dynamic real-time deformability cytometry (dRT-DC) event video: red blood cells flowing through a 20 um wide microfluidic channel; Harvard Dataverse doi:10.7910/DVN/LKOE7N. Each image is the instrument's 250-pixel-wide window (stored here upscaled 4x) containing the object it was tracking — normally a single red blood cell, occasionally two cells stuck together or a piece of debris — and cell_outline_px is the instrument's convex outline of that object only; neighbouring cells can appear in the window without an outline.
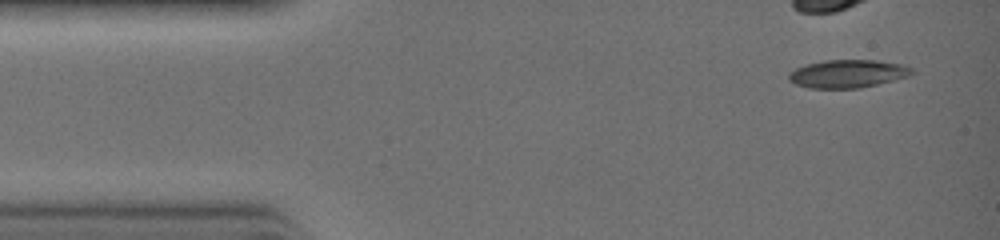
{"species": "common noctule bat (a hibernating species)", "species_latin": "Nyctalus noctula", "temperature_condition": "warm", "stored_images_in_passage": 18, "camera_frame_rate_fps": 3000, "um_per_image_px": 0.085, "animal": {"sex": "female", "body_mass_g": 19.0, "forearm_length_mm": 51.5}, "frame": {"image": 1, "passage_image": 1, "time_ms": 0.0, "image_size_px": [1000, 240], "cell_outline_px": [[916, 72], [908, 76], [860, 88], [808, 88], [796, 84], [788, 80], [788, 72], [804, 64], [824, 60], [876, 60], [900, 64], [912, 68]], "centroid_in_image_um": [72.01, 6.26], "position_along_channel_um": 13.0, "area_um2": 20.11}}